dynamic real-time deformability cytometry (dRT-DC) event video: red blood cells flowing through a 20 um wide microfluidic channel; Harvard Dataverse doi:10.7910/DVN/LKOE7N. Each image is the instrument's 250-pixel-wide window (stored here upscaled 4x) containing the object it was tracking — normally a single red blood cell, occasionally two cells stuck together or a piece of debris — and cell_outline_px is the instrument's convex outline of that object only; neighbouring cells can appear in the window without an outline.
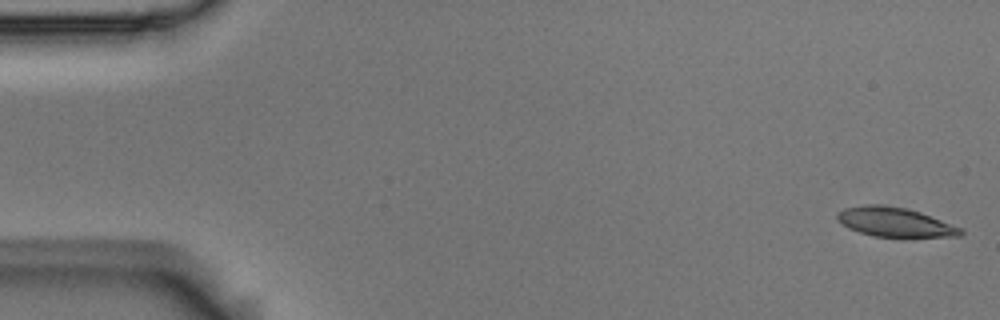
{"species": "Egyptian fruit bat (a non-hibernating species)", "species_latin": "Rousettus aegyptiacus", "temperature_condition": "room temperature", "stored_images_in_passage": 4, "camera_frame_rate_fps": 3000, "um_per_image_px": 0.085, "animal": {"sex": "male"}, "frame": {"image": 1, "passage_image": 1, "time_ms": 0.0, "image_size_px": [1000, 320], "cell_outline_px": [[964, 232], [960, 236], [872, 236], [848, 228], [836, 220], [836, 216], [844, 208], [864, 204], [880, 204], [904, 208], [920, 212], [964, 228]], "centroid_in_image_um": [76.05, 18.87], "position_along_channel_um": 8.9, "area_um2": 20.92}}